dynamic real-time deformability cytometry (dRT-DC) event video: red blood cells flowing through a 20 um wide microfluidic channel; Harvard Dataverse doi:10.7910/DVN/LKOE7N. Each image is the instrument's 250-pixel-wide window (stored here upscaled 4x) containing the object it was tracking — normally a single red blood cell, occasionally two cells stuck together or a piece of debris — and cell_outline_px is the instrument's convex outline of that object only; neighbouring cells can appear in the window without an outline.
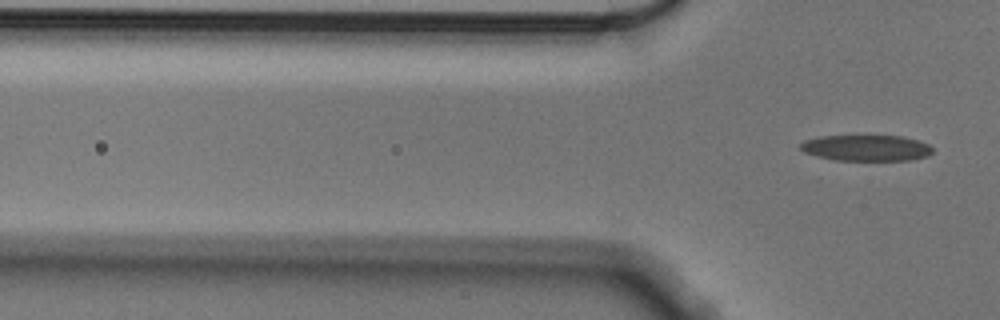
{"species": "Egyptian fruit bat (a non-hibernating species)", "species_latin": "Rousettus aegyptiacus", "temperature_condition": "cold", "stored_images_in_passage": 2, "camera_frame_rate_fps": 3000, "um_per_image_px": 0.085, "animal": {"sex": "male"}, "frame": {"image": 1, "passage_image": 2, "time_ms": 0.333, "image_size_px": [1000, 320], "cell_outline_px": [[932, 152], [928, 156], [912, 160], [836, 160], [804, 152], [800, 148], [800, 144], [804, 140], [820, 136], [900, 136], [916, 140], [928, 144], [932, 148]], "centroid_in_image_um": [73.64, 12.57], "position_along_channel_um": 52.2, "area_um2": 19.83}}